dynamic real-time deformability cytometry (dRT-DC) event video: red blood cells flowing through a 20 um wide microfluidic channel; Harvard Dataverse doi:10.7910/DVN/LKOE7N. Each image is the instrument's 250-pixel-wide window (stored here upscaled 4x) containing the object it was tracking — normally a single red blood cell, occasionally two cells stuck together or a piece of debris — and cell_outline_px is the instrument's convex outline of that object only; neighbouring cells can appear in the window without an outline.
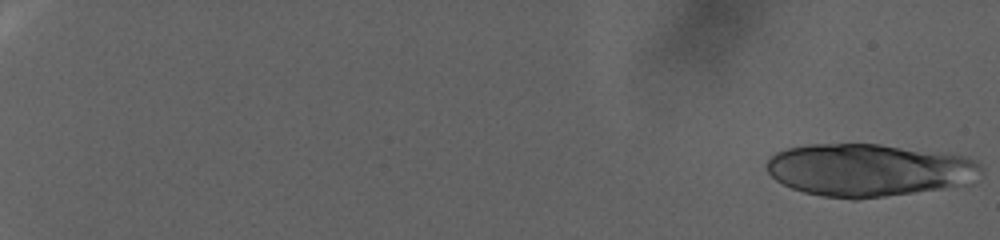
{"species": "human", "species_latin": "Homo sapiens", "temperature_condition": "warm", "stored_images_in_passage": 42, "camera_frame_rate_fps": 3000, "um_per_image_px": 0.085, "donor": {"sex": "female"}, "frame": {"image": 1, "passage_image": 1, "time_ms": 0.0, "image_size_px": [1000, 240], "cell_outline_px": [[984, 172], [976, 184], [856, 200], [852, 200], [820, 196], [804, 192], [792, 188], [776, 180], [768, 172], [768, 160], [776, 152], [788, 148], [808, 144], [880, 144], [968, 156], [976, 160], [984, 168]], "centroid_in_image_um": [73.96, 14.46], "position_along_channel_um": 11.0, "area_um2": 66.64}}